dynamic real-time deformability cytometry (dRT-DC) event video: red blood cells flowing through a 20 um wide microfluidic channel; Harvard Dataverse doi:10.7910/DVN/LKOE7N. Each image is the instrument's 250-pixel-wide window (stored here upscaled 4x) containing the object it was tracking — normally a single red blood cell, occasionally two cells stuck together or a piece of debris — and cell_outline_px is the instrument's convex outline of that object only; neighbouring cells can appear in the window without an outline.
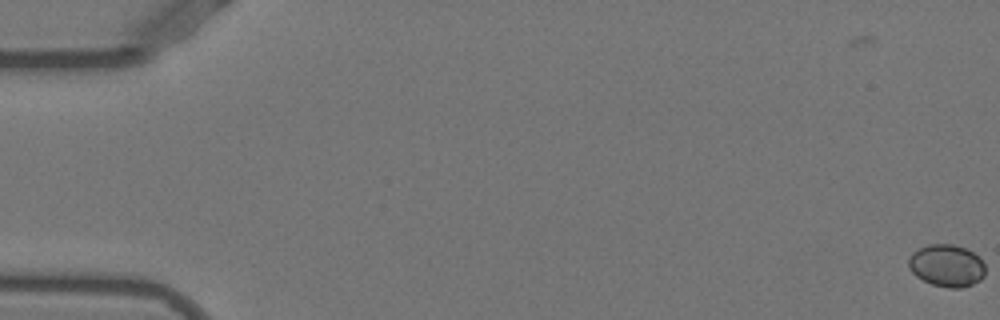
{"species": "Egyptian fruit bat (a non-hibernating species)", "species_latin": "Rousettus aegyptiacus", "temperature_condition": "warm", "stored_images_in_passage": 3, "camera_frame_rate_fps": 3000, "um_per_image_px": 0.085, "animal": {"sex": "female"}, "frame": {"image": 1, "passage_image": 3, "time_ms": 0.667, "image_size_px": [1000, 320], "cell_outline_px": [[984, 276], [980, 280], [972, 284], [960, 288], [948, 288], [932, 284], [916, 276], [912, 272], [908, 264], [908, 260], [912, 252], [928, 244], [952, 244], [964, 248], [972, 252], [984, 264]], "centroid_in_image_um": [80.45, 22.58], "position_along_channel_um": 4.6, "area_um2": 18.67}}